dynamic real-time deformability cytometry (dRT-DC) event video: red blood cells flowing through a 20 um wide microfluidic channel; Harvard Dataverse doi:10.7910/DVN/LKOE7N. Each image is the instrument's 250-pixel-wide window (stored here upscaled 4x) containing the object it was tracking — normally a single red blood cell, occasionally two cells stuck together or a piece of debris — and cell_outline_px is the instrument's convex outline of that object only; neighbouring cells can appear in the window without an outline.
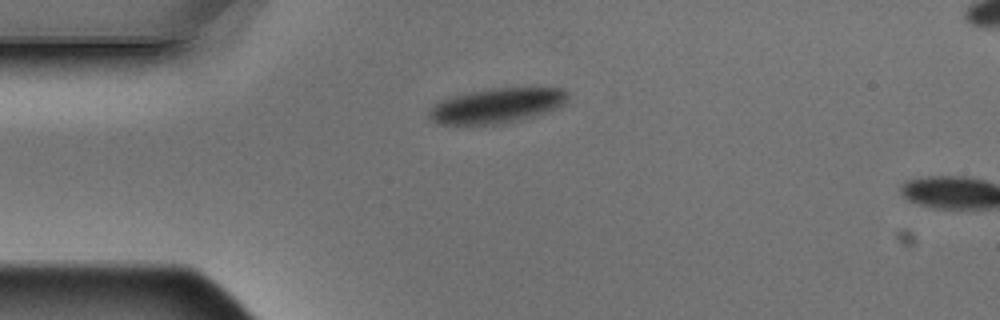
{"species": "Egyptian fruit bat (a non-hibernating species)", "species_latin": "Rousettus aegyptiacus", "temperature_condition": "warm", "stored_images_in_passage": 2, "camera_frame_rate_fps": 3000, "um_per_image_px": 0.085, "animal": {"sex": "male"}, "frame": {"image": 1, "passage_image": 1, "time_ms": 0.0, "image_size_px": [1000, 320], "cell_outline_px": [[568, 96], [564, 104], [548, 112], [516, 120], [496, 124], [440, 124], [432, 120], [428, 116], [428, 112], [436, 100], [468, 92], [492, 88], [560, 88], [568, 92]], "centroid_in_image_um": [42.18, 8.96], "position_along_channel_um": 42.8, "area_um2": 28.09}}